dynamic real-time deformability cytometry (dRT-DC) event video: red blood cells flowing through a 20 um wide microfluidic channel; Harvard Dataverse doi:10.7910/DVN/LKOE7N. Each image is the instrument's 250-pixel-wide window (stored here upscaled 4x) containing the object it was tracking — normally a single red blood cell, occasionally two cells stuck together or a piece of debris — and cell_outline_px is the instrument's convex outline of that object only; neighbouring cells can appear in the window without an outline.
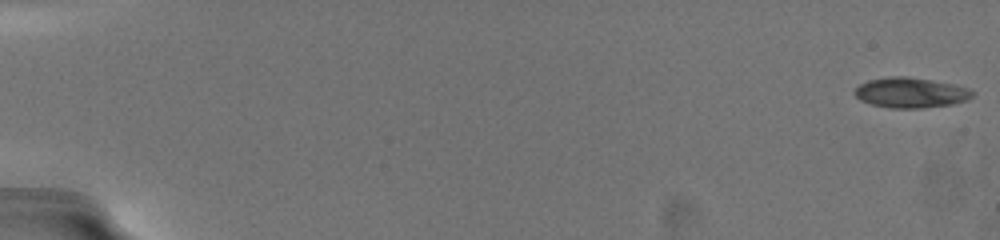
{"species": "common noctule bat (a hibernating species)", "species_latin": "Nyctalus noctula", "temperature_condition": "warm", "stored_images_in_passage": 85, "camera_frame_rate_fps": 3000, "um_per_image_px": 0.085, "animal": {"sex": "female", "body_mass_g": 19.5, "forearm_length_mm": 54.1}, "frame": {"image": 1, "passage_image": 1, "time_ms": 0.0, "image_size_px": [1000, 240], "cell_outline_px": [[976, 92], [968, 100], [952, 104], [920, 108], [888, 108], [872, 104], [860, 100], [852, 92], [860, 84], [868, 80], [892, 76], [908, 76], [932, 80], [952, 84], [968, 88]], "centroid_in_image_um": [77.41, 7.87], "position_along_channel_um": 7.6, "area_um2": 20.81}}
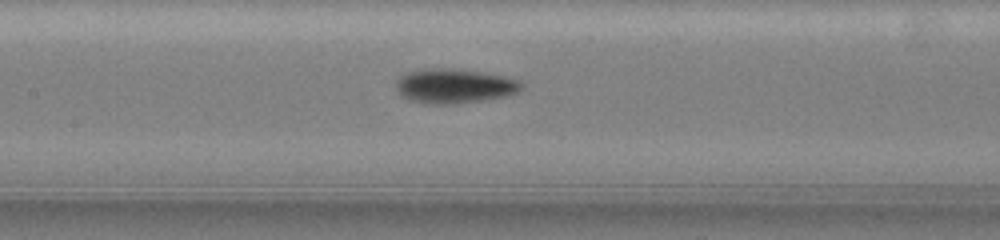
{"frame": {"image": 2, "passage_image": 44, "time_ms": 9.667, "image_size_px": [1000, 240], "cell_outline_px": [[524, 88], [520, 92], [508, 96], [484, 100], [456, 104], [424, 104], [408, 100], [400, 96], [396, 88], [396, 80], [400, 76], [408, 72], [424, 68], [460, 68], [484, 72], [504, 76], [520, 80], [524, 84]], "centroid_in_image_um": [38.65, 7.31], "position_along_channel_um": 168.8, "area_um2": 26.01}}
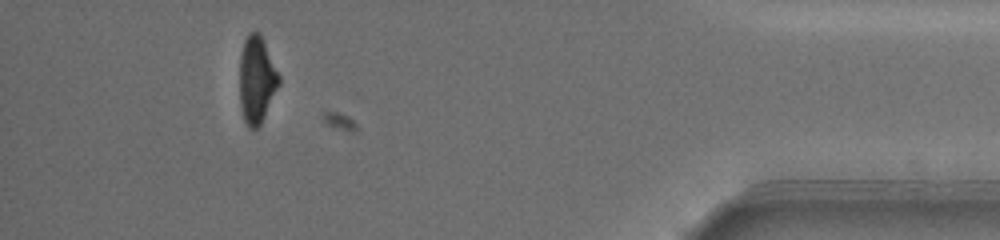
{"frame": {"image": 3, "passage_image": 79, "time_ms": 17.667, "image_size_px": [1000, 240], "cell_outline_px": [[280, 84], [260, 124], [256, 128], [248, 128], [244, 120], [240, 108], [240, 56], [244, 40], [252, 32], [260, 32], [280, 76]], "centroid_in_image_um": [21.82, 6.78], "position_along_channel_um": 413.4, "area_um2": 19.83}, "authors_computed_cell_mechanics": {"area_um2": 21.5594, "velocity_mm_per_s": 3.6868, "shape_relaxation_time_tau1_ms": 2.5133, "shape_relaxation_time_tau2_ms": 2.7742, "deformation_change_tau1": 0.1537, "deformation_change_tau2": 0.0877}}